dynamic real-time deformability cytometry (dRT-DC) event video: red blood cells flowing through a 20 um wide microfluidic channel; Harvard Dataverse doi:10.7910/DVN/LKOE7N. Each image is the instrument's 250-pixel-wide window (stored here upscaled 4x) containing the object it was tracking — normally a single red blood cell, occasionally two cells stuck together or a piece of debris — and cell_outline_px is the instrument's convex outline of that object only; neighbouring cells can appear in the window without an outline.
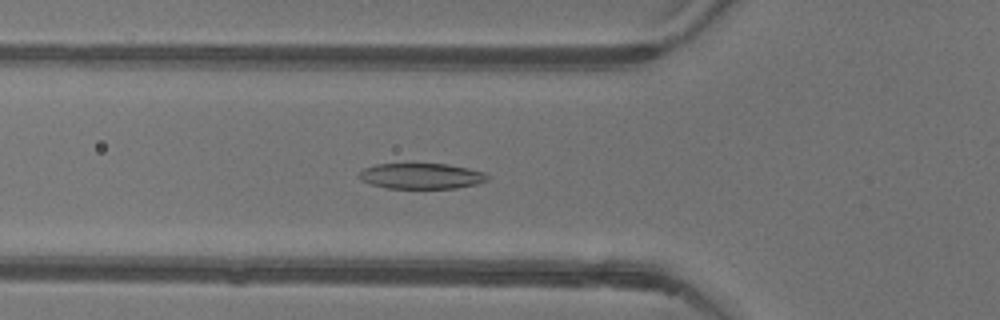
{"species": "common noctule bat (a hibernating species)", "species_latin": "Nyctalus noctula", "temperature_condition": "warm", "stored_images_in_passage": 51, "camera_frame_rate_fps": 3000, "um_per_image_px": 0.085, "animal": {"sex": "female"}, "frame": {"image": 1, "passage_image": 19, "time_ms": 6.0, "image_size_px": [1000, 320], "cell_outline_px": [[488, 180], [480, 184], [456, 188], [388, 188], [372, 184], [360, 180], [356, 176], [364, 168], [376, 164], [448, 164], [468, 168], [484, 172], [488, 176]], "centroid_in_image_um": [35.82, 14.96], "position_along_channel_um": 90.0, "area_um2": 19.25}}
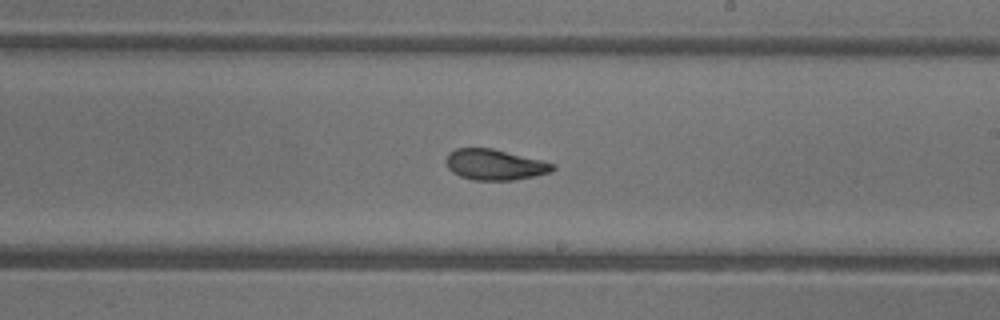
{"frame": {"image": 2, "passage_image": 31, "time_ms": 10.0, "image_size_px": [1000, 320], "cell_outline_px": [[556, 168], [552, 172], [512, 180], [472, 180], [460, 176], [452, 172], [448, 168], [444, 160], [448, 152], [456, 148], [492, 148], [556, 164]], "centroid_in_image_um": [42.02, 13.99], "position_along_channel_um": 247.0, "area_um2": 19.13}}
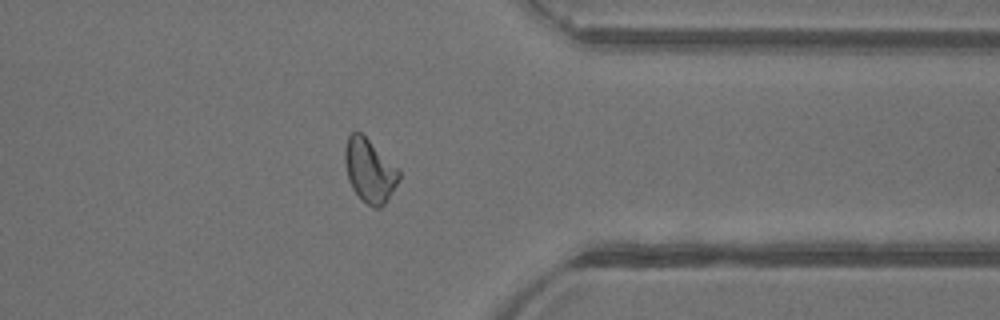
{"frame": {"image": 3, "passage_image": 42, "time_ms": 13.667, "image_size_px": [1000, 320], "cell_outline_px": [[400, 176], [396, 184], [384, 204], [380, 208], [372, 208], [360, 200], [352, 188], [348, 180], [344, 160], [344, 148], [348, 136], [352, 132], [360, 132], [400, 168]], "centroid_in_image_um": [31.4, 14.51], "position_along_channel_um": 380.0, "area_um2": 20.17}, "authors_computed_cell_mechanics": {"area_um2": 19.941, "velocity_mm_per_s": 3.9134, "shape_relaxation_time_tau1_ms": 6.148, "shape_relaxation_time_tau2_ms": 2.369, "deformation_change_tau1": 0.1939, "deformation_change_tau2": 0.093}}